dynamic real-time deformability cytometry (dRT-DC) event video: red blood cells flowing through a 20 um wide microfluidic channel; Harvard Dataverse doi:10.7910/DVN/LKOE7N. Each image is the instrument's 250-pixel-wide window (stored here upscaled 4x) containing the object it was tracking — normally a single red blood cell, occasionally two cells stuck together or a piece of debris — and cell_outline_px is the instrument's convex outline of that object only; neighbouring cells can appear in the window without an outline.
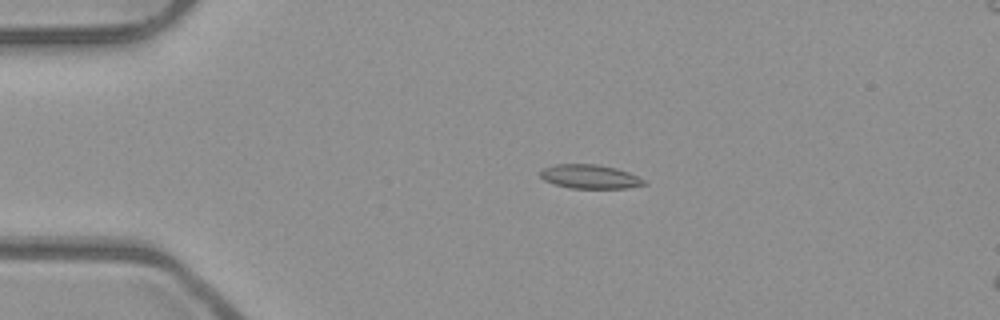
{"species": "common noctule bat (a hibernating species)", "species_latin": "Nyctalus noctula", "temperature_condition": "room temperature", "stored_images_in_passage": 4, "camera_frame_rate_fps": 3000, "um_per_image_px": 0.085, "animal": {"sex": "male", "body_mass_g": 23.1, "forearm_length_mm": 52.7}, "frame": {"image": 1, "passage_image": 2, "time_ms": 0.333, "image_size_px": [1000, 320], "cell_outline_px": [[648, 184], [628, 188], [572, 188], [556, 184], [544, 180], [540, 176], [540, 172], [544, 168], [556, 164], [596, 164], [616, 168], [628, 172], [644, 180]], "centroid_in_image_um": [50.15, 15.01], "position_along_channel_um": 34.8, "area_um2": 14.33}}